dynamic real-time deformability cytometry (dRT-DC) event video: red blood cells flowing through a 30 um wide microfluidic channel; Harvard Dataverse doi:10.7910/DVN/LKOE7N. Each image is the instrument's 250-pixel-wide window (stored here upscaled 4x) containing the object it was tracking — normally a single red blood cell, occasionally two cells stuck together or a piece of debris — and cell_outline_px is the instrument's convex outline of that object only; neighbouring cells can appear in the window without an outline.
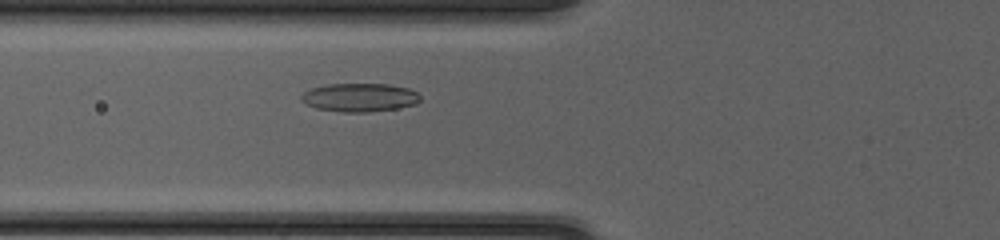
{"species": "common noctule bat (a hibernating species)", "species_latin": "Nyctalus noctula", "temperature_condition": "cold", "stored_images_in_passage": 38, "camera_frame_rate_fps": 3000, "um_per_image_px": 0.085, "animal": {"sex": "female", "body_mass_g": 20.0, "forearm_length_mm": 54.0}, "frame": {"image": 1, "passage_image": 8, "time_ms": 2.333, "image_size_px": [1000, 240], "cell_outline_px": [[420, 100], [416, 104], [396, 108], [368, 112], [344, 112], [316, 108], [304, 104], [300, 100], [300, 96], [304, 92], [312, 88], [328, 84], [388, 84], [408, 88], [416, 92], [420, 96]], "centroid_in_image_um": [30.54, 8.28], "position_along_channel_um": 95.3, "area_um2": 19.71}}
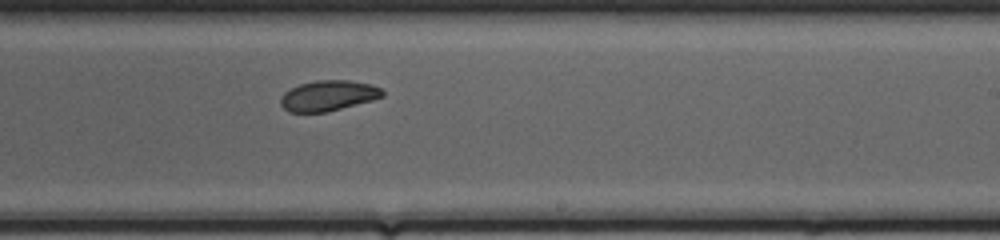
{"frame": {"image": 2, "passage_image": 20, "time_ms": 6.333, "image_size_px": [1000, 240], "cell_outline_px": [[384, 96], [372, 100], [328, 112], [288, 112], [280, 104], [280, 100], [284, 92], [300, 84], [316, 80], [348, 80], [372, 84], [380, 88], [384, 92]], "centroid_in_image_um": [27.91, 8.13], "position_along_channel_um": 261.1, "area_um2": 18.09}}
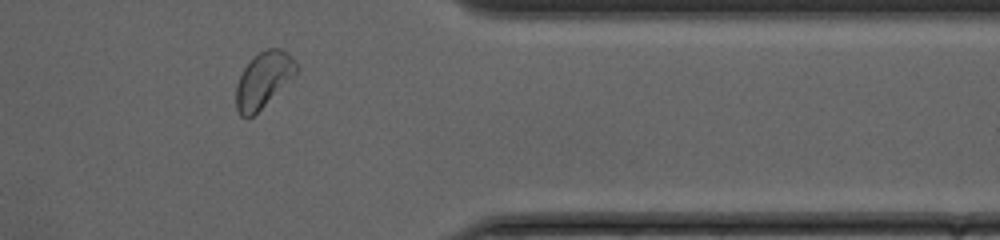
{"frame": {"image": 3, "passage_image": 30, "time_ms": 9.667, "image_size_px": [1000, 240], "cell_outline_px": [[296, 72], [252, 116], [240, 116], [236, 108], [236, 84], [244, 68], [260, 52], [268, 48], [280, 48], [288, 52], [296, 64]], "centroid_in_image_um": [22.35, 6.76], "position_along_channel_um": 389.0, "area_um2": 18.55}, "authors_computed_cell_mechanics": {"area_um2": 18.8717, "velocity_mm_per_s": 4.1458, "shape_relaxation_time_tau1_ms": 2.766, "shape_relaxation_time_tau2_ms": 2.7044, "deformation_change_tau1": 0.1218, "deformation_change_tau2": 0.0681}}